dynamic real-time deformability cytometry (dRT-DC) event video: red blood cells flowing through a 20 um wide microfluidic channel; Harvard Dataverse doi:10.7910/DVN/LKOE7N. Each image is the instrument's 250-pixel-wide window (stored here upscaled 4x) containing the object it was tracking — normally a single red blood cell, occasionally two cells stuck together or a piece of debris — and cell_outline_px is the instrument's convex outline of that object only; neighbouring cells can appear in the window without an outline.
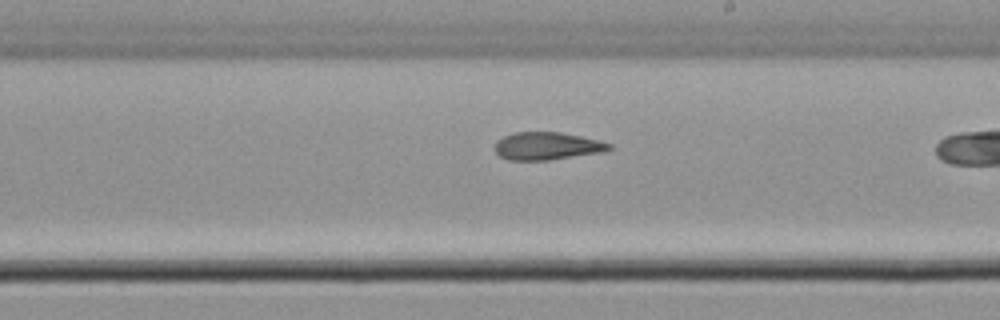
{"species": "common noctule bat (a hibernating species)", "species_latin": "Nyctalus noctula", "temperature_condition": "cold", "stored_images_in_passage": 26, "camera_frame_rate_fps": 3000, "um_per_image_px": 0.085, "animal": {"sex": "male", "body_mass_g": 21.5, "forearm_length_mm": 52.0}, "frame": {"image": 1, "passage_image": 22, "time_ms": 7.0, "image_size_px": [1000, 320], "cell_outline_px": [[612, 148], [604, 152], [548, 160], [508, 160], [500, 156], [496, 152], [496, 140], [512, 132], [560, 132], [580, 136], [612, 144]], "centroid_in_image_um": [46.49, 12.41], "position_along_channel_um": 242.5, "area_um2": 18.38}}